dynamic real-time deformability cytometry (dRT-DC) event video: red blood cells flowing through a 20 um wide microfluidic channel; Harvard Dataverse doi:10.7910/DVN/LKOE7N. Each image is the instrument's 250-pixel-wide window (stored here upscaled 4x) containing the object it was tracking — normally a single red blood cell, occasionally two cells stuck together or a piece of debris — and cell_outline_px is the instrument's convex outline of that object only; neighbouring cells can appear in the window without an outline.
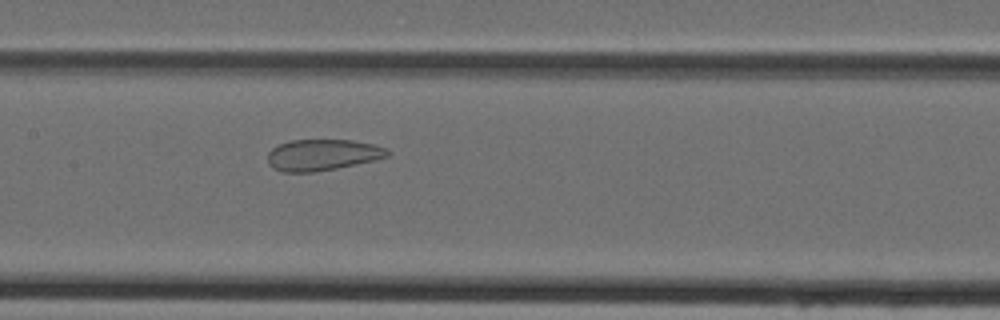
{"species": "Egyptian fruit bat (a non-hibernating species)", "species_latin": "Rousettus aegyptiacus", "temperature_condition": "cold", "stored_images_in_passage": 36, "camera_frame_rate_fps": 3000, "um_per_image_px": 0.085, "animal": {"sex": "female"}, "frame": {"image": 1, "passage_image": 15, "time_ms": 4.667, "image_size_px": [1000, 320], "cell_outline_px": [[392, 152], [388, 156], [376, 160], [336, 168], [312, 172], [280, 172], [272, 168], [268, 164], [268, 152], [272, 148], [280, 144], [292, 140], [352, 140], [372, 144], [388, 148]], "centroid_in_image_um": [27.42, 13.17], "position_along_channel_um": 180.0, "area_um2": 21.91}}
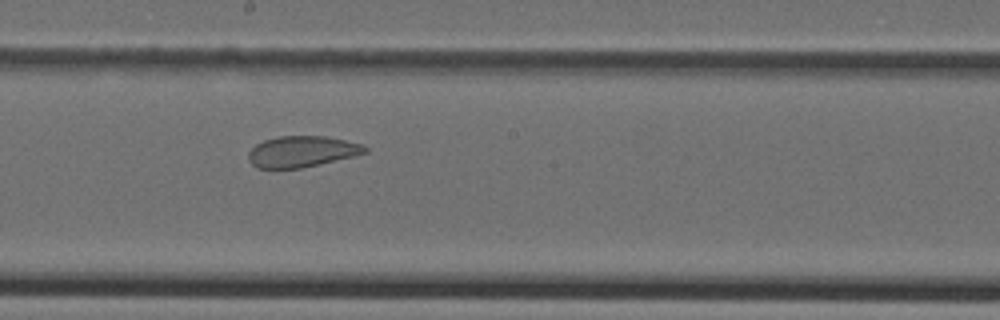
{"frame": {"image": 2, "passage_image": 18, "time_ms": 5.667, "image_size_px": [1000, 320], "cell_outline_px": [[368, 152], [356, 156], [300, 168], [256, 168], [248, 160], [248, 152], [256, 144], [264, 140], [276, 136], [324, 136], [364, 144], [368, 148]], "centroid_in_image_um": [25.67, 12.88], "position_along_channel_um": 222.5, "area_um2": 21.21}}
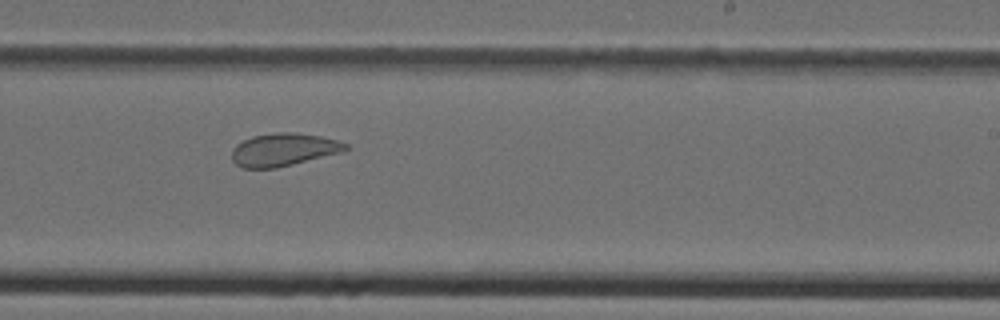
{"frame": {"image": 3, "passage_image": 21, "time_ms": 6.667, "image_size_px": [1000, 320], "cell_outline_px": [[348, 148], [340, 152], [276, 168], [240, 168], [232, 160], [232, 148], [236, 144], [252, 136], [276, 132], [292, 132], [320, 136], [336, 140], [348, 144]], "centroid_in_image_um": [24.04, 12.72], "position_along_channel_um": 265.0, "area_um2": 21.56}}